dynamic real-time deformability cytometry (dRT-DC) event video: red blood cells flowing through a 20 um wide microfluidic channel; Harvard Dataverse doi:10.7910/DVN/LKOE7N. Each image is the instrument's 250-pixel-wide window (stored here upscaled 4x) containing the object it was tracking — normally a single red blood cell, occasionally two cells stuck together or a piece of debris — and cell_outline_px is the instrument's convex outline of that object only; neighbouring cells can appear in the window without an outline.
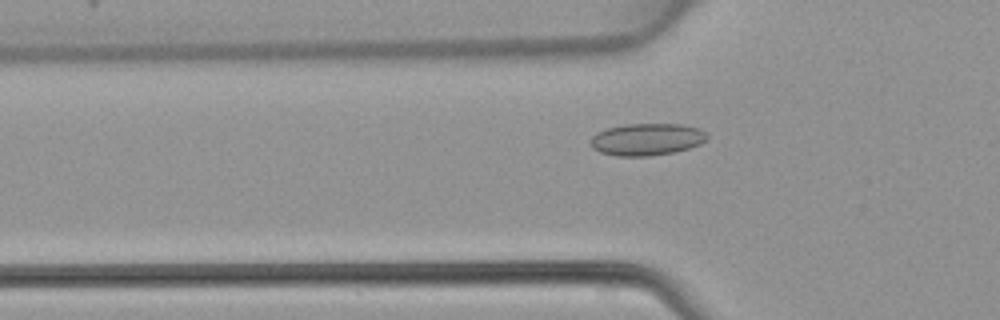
{"species": "common noctule bat (a hibernating species)", "species_latin": "Nyctalus noctula", "temperature_condition": "warm", "stored_images_in_passage": 37, "camera_frame_rate_fps": 3000, "um_per_image_px": 0.085, "animal": {"sex": "female", "body_mass_g": 22.7, "forearm_length_mm": 54.2}, "frame": {"image": 1, "passage_image": 5, "time_ms": 1.333, "image_size_px": [1000, 320], "cell_outline_px": [[708, 136], [700, 144], [676, 152], [652, 156], [616, 156], [600, 152], [592, 148], [588, 144], [592, 136], [596, 132], [608, 128], [624, 124], [680, 124], [700, 128], [708, 132]], "centroid_in_image_um": [54.96, 11.85], "position_along_channel_um": 70.8, "area_um2": 22.08}}
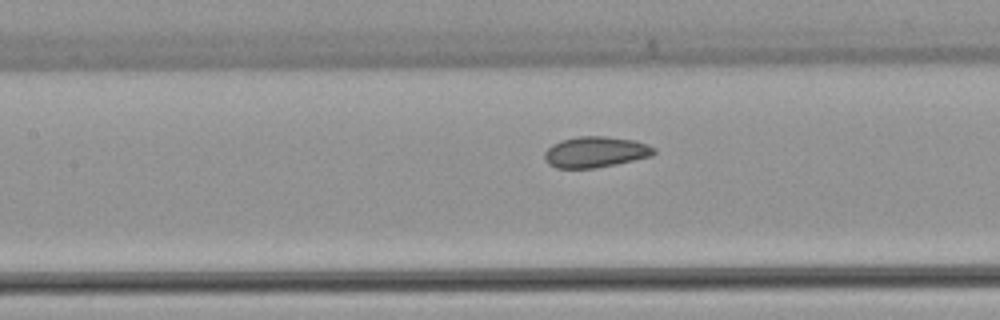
{"frame": {"image": 2, "passage_image": 11, "time_ms": 3.333, "image_size_px": [1000, 320], "cell_outline_px": [[656, 152], [652, 156], [616, 164], [596, 168], [556, 168], [548, 164], [544, 160], [544, 152], [552, 144], [560, 140], [576, 136], [604, 136], [632, 140], [648, 144], [656, 148]], "centroid_in_image_um": [50.6, 12.92], "position_along_channel_um": 156.8, "area_um2": 19.88}}
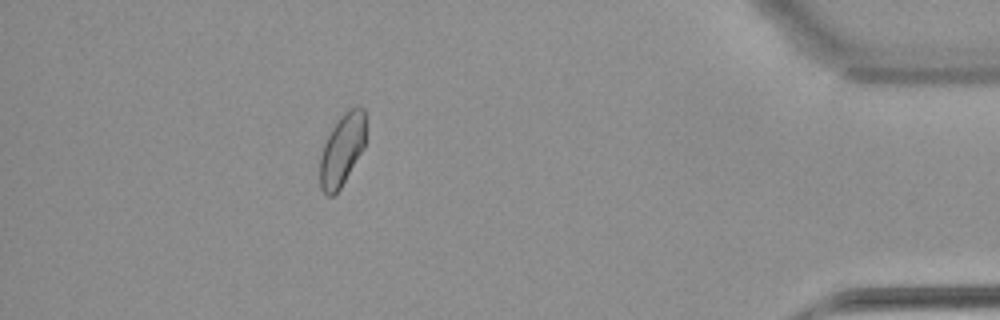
{"frame": {"image": 3, "passage_image": 32, "time_ms": 10.333, "image_size_px": [1000, 320], "cell_outline_px": [[364, 148], [340, 188], [332, 196], [328, 196], [320, 188], [320, 156], [324, 144], [332, 128], [340, 116], [344, 112], [356, 104], [364, 108]], "centroid_in_image_um": [29.06, 12.71], "position_along_channel_um": 406.1, "area_um2": 18.96}}